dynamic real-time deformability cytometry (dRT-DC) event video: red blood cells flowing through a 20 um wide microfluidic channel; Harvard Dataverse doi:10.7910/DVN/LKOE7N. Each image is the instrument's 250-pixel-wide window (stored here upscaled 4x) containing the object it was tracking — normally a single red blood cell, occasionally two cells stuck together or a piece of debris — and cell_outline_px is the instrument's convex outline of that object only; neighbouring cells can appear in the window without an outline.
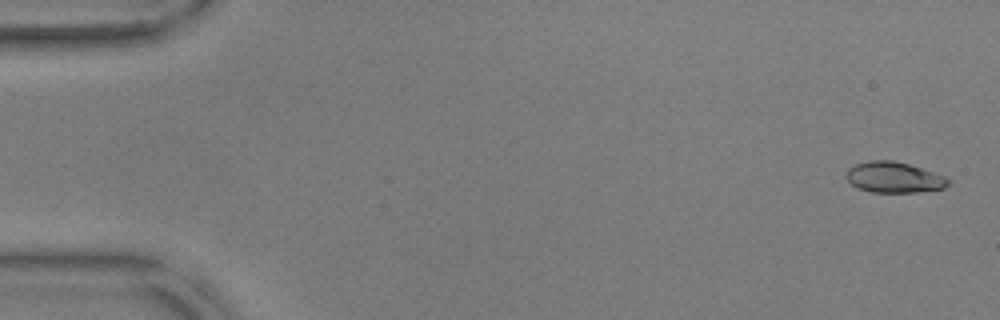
{"species": "common noctule bat (a hibernating species)", "species_latin": "Nyctalus noctula", "temperature_condition": "warm", "stored_images_in_passage": 56, "camera_frame_rate_fps": 3000, "um_per_image_px": 0.085, "animal": {"sex": "male", "body_mass_g": 17.9, "forearm_length_mm": 54.2}, "frame": {"image": 1, "passage_image": 2, "time_ms": 0.333, "image_size_px": [1000, 320], "cell_outline_px": [[948, 184], [944, 188], [916, 192], [872, 192], [856, 188], [844, 176], [848, 168], [856, 164], [868, 160], [892, 160], [908, 164], [944, 176], [948, 180]], "centroid_in_image_um": [75.92, 15.07], "position_along_channel_um": 9.1, "area_um2": 18.15}}
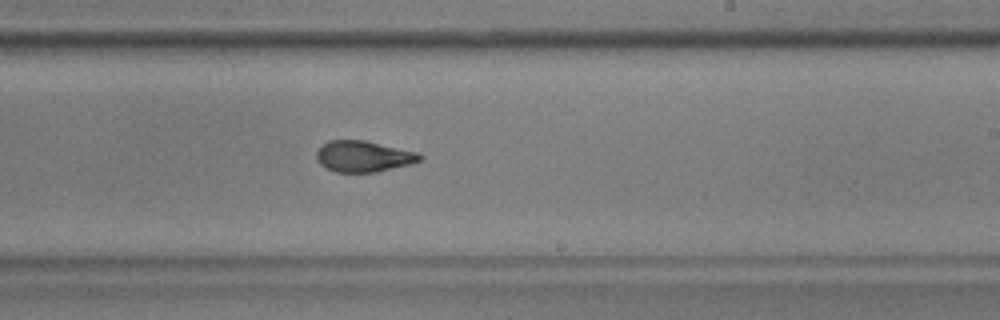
{"frame": {"image": 2, "passage_image": 34, "time_ms": 11.0, "image_size_px": [1000, 320], "cell_outline_px": [[424, 156], [420, 160], [408, 164], [376, 172], [336, 172], [324, 168], [316, 160], [316, 152], [328, 140], [364, 140], [420, 152]], "centroid_in_image_um": [30.88, 13.29], "position_along_channel_um": 258.1, "area_um2": 18.79}}
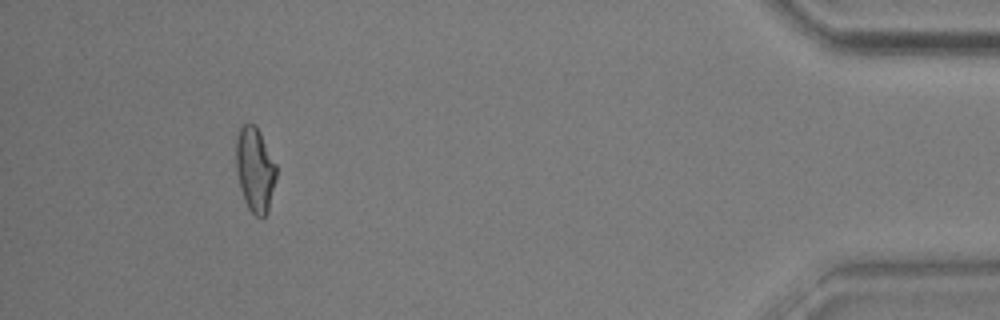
{"frame": {"image": 3, "passage_image": 52, "time_ms": 17.0, "image_size_px": [1000, 320], "cell_outline_px": [[276, 180], [268, 212], [264, 220], [260, 220], [248, 208], [244, 200], [240, 188], [236, 172], [236, 136], [240, 128], [248, 120], [256, 124], [276, 164]], "centroid_in_image_um": [21.67, 14.42], "position_along_channel_um": 413.5, "area_um2": 20.35}, "authors_computed_cell_mechanics": {"area_um2": 19.0451, "velocity_mm_per_s": 3.6032, "shape_relaxation_time_tau1_ms": 5.7279, "shape_relaxation_time_tau2_ms": 1.5114, "deformation_change_tau1": 0.2071, "deformation_change_tau2": 0.0848}}